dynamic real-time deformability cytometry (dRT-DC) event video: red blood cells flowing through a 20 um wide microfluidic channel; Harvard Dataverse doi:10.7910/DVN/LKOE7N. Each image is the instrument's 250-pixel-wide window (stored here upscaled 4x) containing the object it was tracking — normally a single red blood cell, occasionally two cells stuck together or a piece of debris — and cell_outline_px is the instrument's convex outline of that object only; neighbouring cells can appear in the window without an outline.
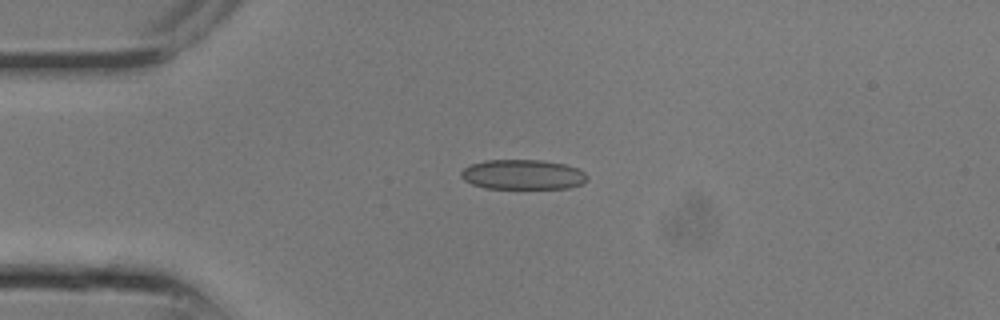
{"species": "common noctule bat (a hibernating species)", "species_latin": "Nyctalus noctula", "temperature_condition": "room temperature", "stored_images_in_passage": 10, "camera_frame_rate_fps": 3000, "um_per_image_px": 0.085, "animal": {"sex": "male", "body_mass_g": 13.3}, "frame": {"image": 1, "passage_image": 6, "time_ms": 1.667, "image_size_px": [1000, 320], "cell_outline_px": [[588, 180], [584, 184], [568, 188], [484, 188], [472, 184], [464, 180], [460, 176], [460, 172], [464, 168], [472, 164], [484, 160], [540, 160], [564, 164], [580, 168], [588, 176]], "centroid_in_image_um": [44.47, 14.84], "position_along_channel_um": 40.5, "area_um2": 22.14}}
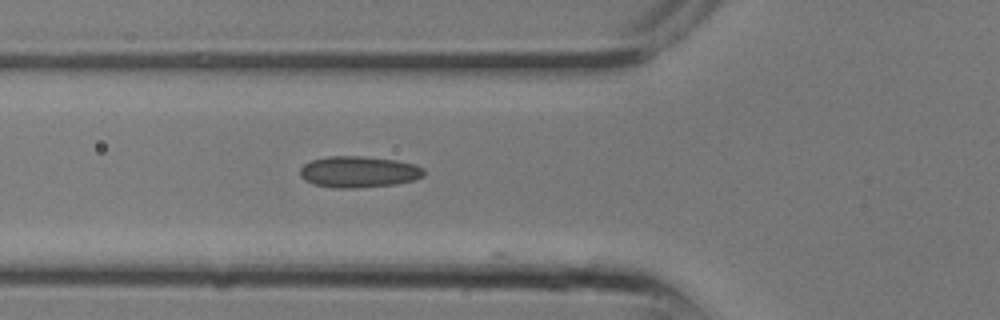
{"frame": {"image": 2, "passage_image": 9, "time_ms": 2.667, "image_size_px": [1000, 320], "cell_outline_px": [[424, 176], [412, 180], [396, 184], [356, 188], [332, 188], [312, 184], [304, 180], [300, 176], [300, 168], [304, 164], [312, 160], [328, 156], [364, 156], [396, 160], [416, 164], [424, 168]], "centroid_in_image_um": [30.48, 14.61], "position_along_channel_um": 95.3, "area_um2": 22.83}}